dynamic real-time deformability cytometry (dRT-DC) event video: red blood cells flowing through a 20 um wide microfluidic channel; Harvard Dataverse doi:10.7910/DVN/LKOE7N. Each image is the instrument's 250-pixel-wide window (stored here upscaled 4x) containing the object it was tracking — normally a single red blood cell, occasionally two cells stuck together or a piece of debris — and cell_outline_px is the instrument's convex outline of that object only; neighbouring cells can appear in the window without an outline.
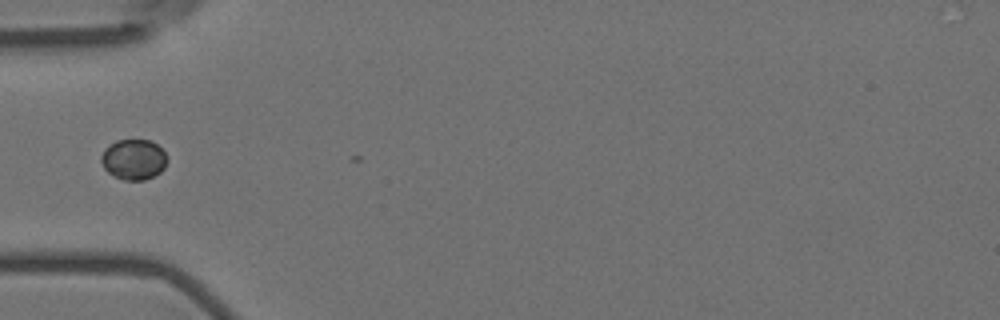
{"species": "Egyptian fruit bat (a non-hibernating species)", "species_latin": "Rousettus aegyptiacus", "temperature_condition": "room temperature", "stored_images_in_passage": 2, "camera_frame_rate_fps": 3000, "um_per_image_px": 0.085, "animal": {"sex": "female"}, "frame": {"image": 1, "passage_image": 1, "time_ms": 0.0, "image_size_px": [1000, 320], "cell_outline_px": [[168, 160], [164, 168], [160, 172], [144, 180], [124, 180], [108, 172], [104, 168], [100, 160], [100, 156], [104, 148], [116, 140], [152, 140], [168, 156]], "centroid_in_image_um": [11.36, 13.54], "position_along_channel_um": 73.6, "area_um2": 15.61}}